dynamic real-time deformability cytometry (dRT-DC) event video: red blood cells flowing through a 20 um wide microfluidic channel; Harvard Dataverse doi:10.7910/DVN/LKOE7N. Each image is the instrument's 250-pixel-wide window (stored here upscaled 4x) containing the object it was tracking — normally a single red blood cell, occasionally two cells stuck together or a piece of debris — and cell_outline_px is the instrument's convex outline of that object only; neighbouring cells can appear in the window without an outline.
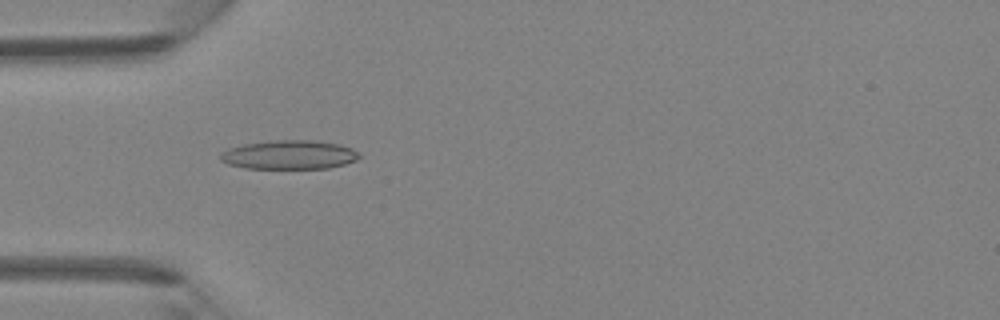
{"species": "Egyptian fruit bat (a non-hibernating species)", "species_latin": "Rousettus aegyptiacus", "temperature_condition": "room temperature", "stored_images_in_passage": 44, "camera_frame_rate_fps": 3000, "um_per_image_px": 0.085, "animal": {"sex": "female"}, "frame": {"image": 1, "passage_image": 13, "time_ms": 4.0, "image_size_px": [1000, 320], "cell_outline_px": [[360, 156], [356, 160], [344, 164], [328, 168], [244, 168], [228, 164], [220, 160], [220, 152], [228, 148], [244, 144], [276, 140], [316, 140], [340, 144], [352, 148], [360, 152]], "centroid_in_image_um": [24.59, 13.15], "position_along_channel_um": 60.4, "area_um2": 23.52}}
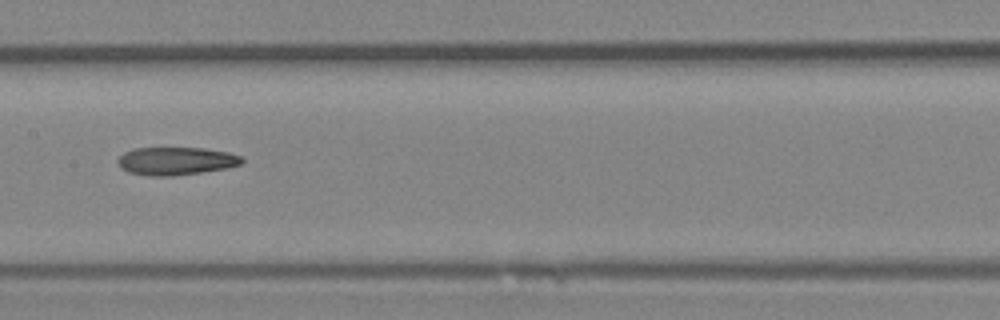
{"frame": {"image": 2, "passage_image": 22, "time_ms": 7.0, "image_size_px": [1000, 320], "cell_outline_px": [[244, 160], [240, 164], [228, 168], [172, 176], [148, 176], [128, 172], [116, 160], [124, 152], [132, 148], [204, 148], [228, 152], [240, 156]], "centroid_in_image_um": [14.96, 13.68], "position_along_channel_um": 192.4, "area_um2": 20.11}}
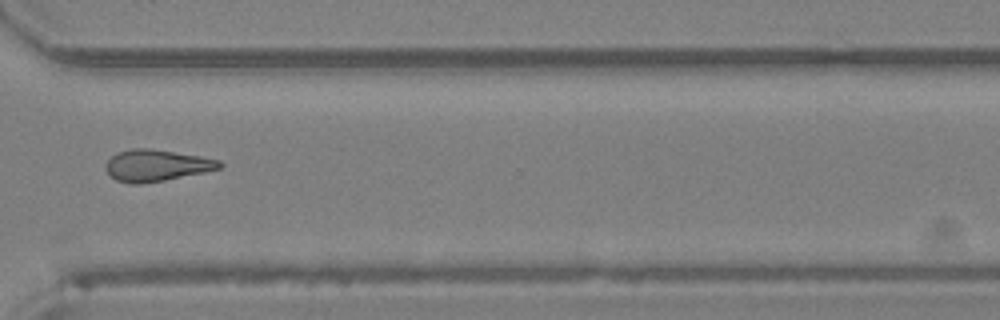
{"frame": {"image": 3, "passage_image": 33, "time_ms": 10.667, "image_size_px": [1000, 320], "cell_outline_px": [[224, 164], [220, 168], [204, 172], [164, 180], [140, 184], [132, 184], [116, 180], [104, 168], [108, 160], [116, 152], [132, 148], [148, 148], [200, 156], [220, 160]], "centroid_in_image_um": [13.29, 14.05], "position_along_channel_um": 357.3, "area_um2": 20.81}}